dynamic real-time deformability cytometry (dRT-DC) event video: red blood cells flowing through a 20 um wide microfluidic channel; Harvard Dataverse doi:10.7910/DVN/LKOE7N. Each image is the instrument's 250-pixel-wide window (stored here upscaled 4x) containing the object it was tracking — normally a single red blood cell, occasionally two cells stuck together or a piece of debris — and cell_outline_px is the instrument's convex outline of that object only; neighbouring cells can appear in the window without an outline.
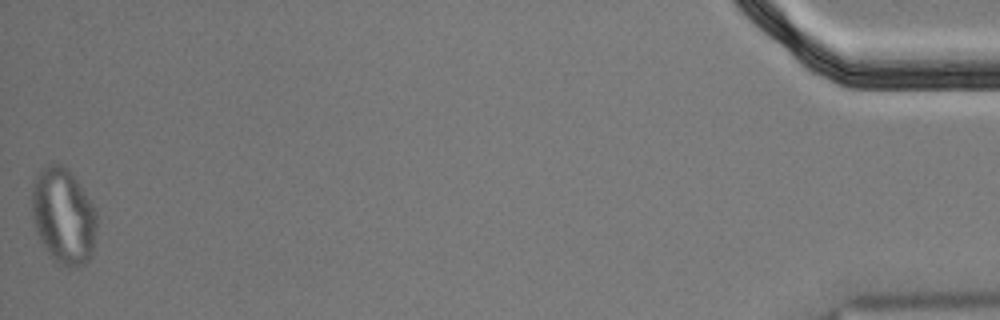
{"species": "Egyptian fruit bat (a non-hibernating species)", "species_latin": "Rousettus aegyptiacus", "temperature_condition": "cold", "stored_images_in_passage": 50, "segment_of_instrument_passage": [2, 2], "camera_frame_rate_fps": 3000, "um_per_image_px": 0.085, "animal": {"sex": "male"}, "frame": {"image": 1, "passage_image": 50, "time_ms": 16.333, "image_size_px": [1000, 320], "cell_outline_px": [[96, 232], [92, 252], [88, 260], [84, 264], [76, 268], [60, 264], [44, 248], [36, 232], [32, 212], [32, 192], [36, 176], [48, 164], [64, 164], [72, 172], [92, 204], [96, 212]], "centroid_in_image_um": [5.4, 18.36], "position_along_channel_um": 429.8, "area_um2": 36.07}}